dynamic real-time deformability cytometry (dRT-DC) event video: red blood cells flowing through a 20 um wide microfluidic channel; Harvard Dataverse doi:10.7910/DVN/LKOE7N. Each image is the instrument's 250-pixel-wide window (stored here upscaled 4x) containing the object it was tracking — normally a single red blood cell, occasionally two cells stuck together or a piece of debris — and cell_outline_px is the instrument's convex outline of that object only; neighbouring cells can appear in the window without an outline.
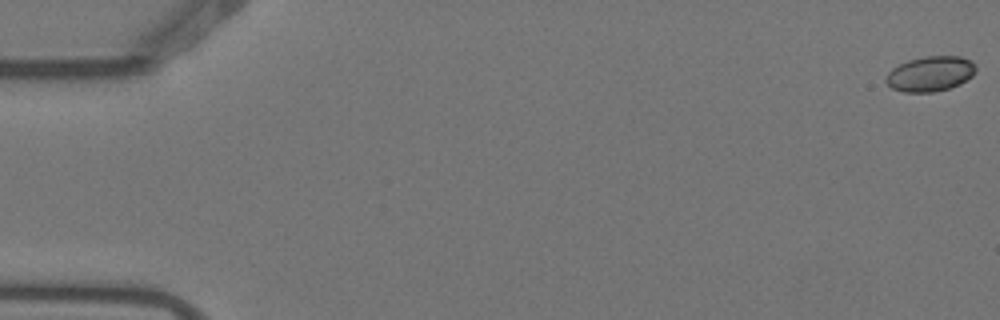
{"species": "Egyptian fruit bat (a non-hibernating species)", "species_latin": "Rousettus aegyptiacus", "temperature_condition": "warm", "stored_images_in_passage": 9, "camera_frame_rate_fps": 3000, "um_per_image_px": 0.085, "animal": {"sex": "female"}, "frame": {"image": 1, "passage_image": 1, "time_ms": 0.0, "image_size_px": [1000, 320], "cell_outline_px": [[976, 72], [972, 76], [960, 84], [948, 88], [932, 92], [904, 92], [892, 88], [884, 80], [888, 72], [892, 68], [908, 60], [924, 56], [960, 56], [972, 60], [976, 64]], "centroid_in_image_um": [79.09, 6.26], "position_along_channel_um": 5.9, "area_um2": 18.5}}
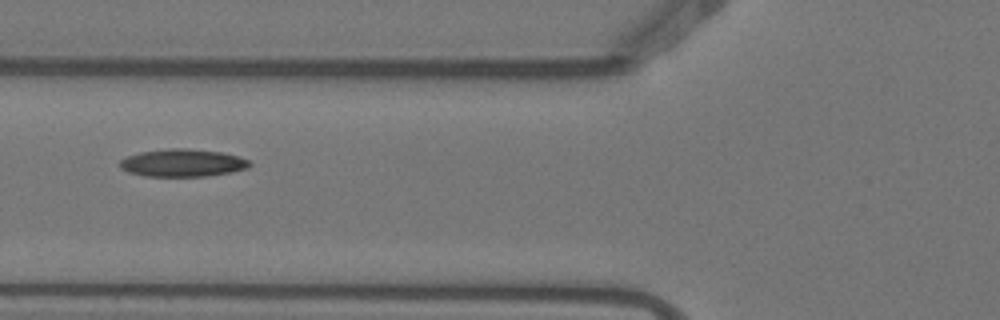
{"frame": {"image": 2, "passage_image": 7, "time_ms": 2.0, "image_size_px": [1000, 320], "cell_outline_px": [[252, 164], [248, 168], [232, 172], [204, 176], [144, 176], [128, 172], [120, 168], [120, 160], [124, 156], [140, 152], [168, 148], [188, 148], [220, 152], [236, 156], [248, 160]], "centroid_in_image_um": [15.48, 13.84], "position_along_channel_um": 110.3, "area_um2": 20.92}}
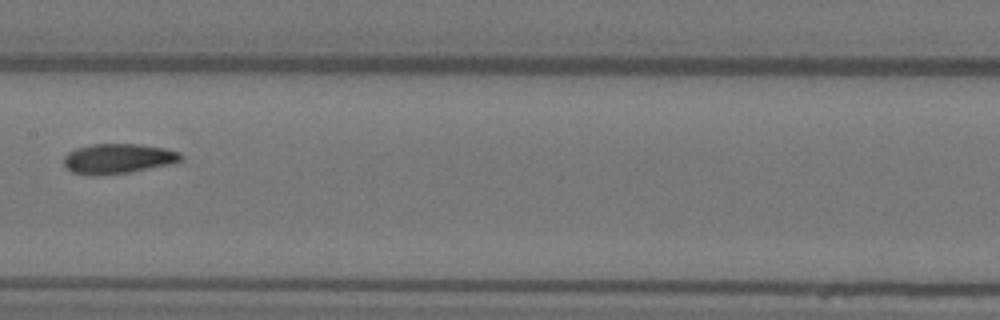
{"frame": {"image": 3, "passage_image": 9, "time_ms": 2.667, "image_size_px": [1000, 320], "cell_outline_px": [[184, 160], [168, 164], [128, 172], [72, 172], [64, 164], [64, 156], [68, 152], [76, 148], [92, 144], [140, 144], [164, 148], [180, 152], [184, 156]], "centroid_in_image_um": [10.11, 13.42], "position_along_channel_um": 197.3, "area_um2": 19.54}}